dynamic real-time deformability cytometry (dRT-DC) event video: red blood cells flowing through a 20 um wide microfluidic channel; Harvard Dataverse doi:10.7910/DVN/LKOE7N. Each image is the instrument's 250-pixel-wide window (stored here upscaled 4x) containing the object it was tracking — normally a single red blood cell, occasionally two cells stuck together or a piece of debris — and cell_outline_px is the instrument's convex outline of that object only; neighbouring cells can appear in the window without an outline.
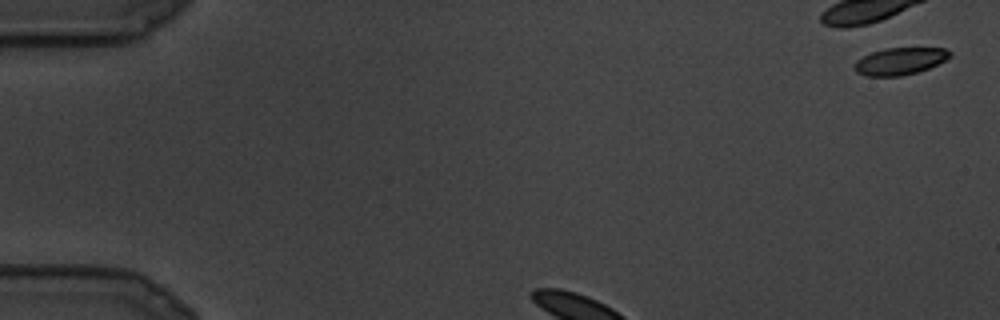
{"species": "common noctule bat (a hibernating species)", "species_latin": "Nyctalus noctula", "temperature_condition": "cold", "stored_images_in_passage": 5, "camera_frame_rate_fps": 3000, "um_per_image_px": 0.085, "animal": {"sex": "male", "body_mass_g": 19.5, "forearm_length_mm": 54.6}, "frame": {"image": 1, "passage_image": 1, "time_ms": 0.0, "image_size_px": [1000, 320], "cell_outline_px": [[952, 56], [928, 68], [916, 72], [900, 76], [864, 76], [856, 72], [856, 60], [872, 52], [884, 48], [944, 48], [952, 52]], "centroid_in_image_um": [76.5, 5.19], "position_along_channel_um": 8.5, "area_um2": 14.91}}